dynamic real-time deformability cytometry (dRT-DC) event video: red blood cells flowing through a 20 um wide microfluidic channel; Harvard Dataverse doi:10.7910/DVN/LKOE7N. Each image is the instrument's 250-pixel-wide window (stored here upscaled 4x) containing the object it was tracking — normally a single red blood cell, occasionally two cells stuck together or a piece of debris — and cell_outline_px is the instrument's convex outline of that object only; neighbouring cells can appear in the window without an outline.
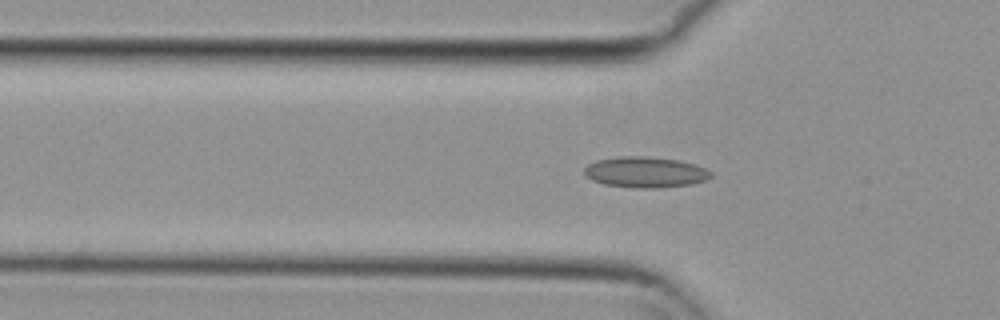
{"species": "common noctule bat (a hibernating species)", "species_latin": "Nyctalus noctula", "temperature_condition": "cold", "stored_images_in_passage": 46, "camera_frame_rate_fps": 3000, "um_per_image_px": 0.085, "animal": {"sex": "female", "body_mass_g": 29.2, "forearm_length_mm": 56.3}, "frame": {"image": 1, "passage_image": 8, "time_ms": 2.333, "image_size_px": [1000, 320], "cell_outline_px": [[712, 176], [704, 180], [692, 184], [656, 188], [636, 188], [604, 184], [592, 180], [584, 172], [584, 168], [588, 164], [596, 160], [624, 156], [644, 156], [676, 160], [696, 164], [712, 172]], "centroid_in_image_um": [54.85, 14.64], "position_along_channel_um": 70.9, "area_um2": 22.54}}
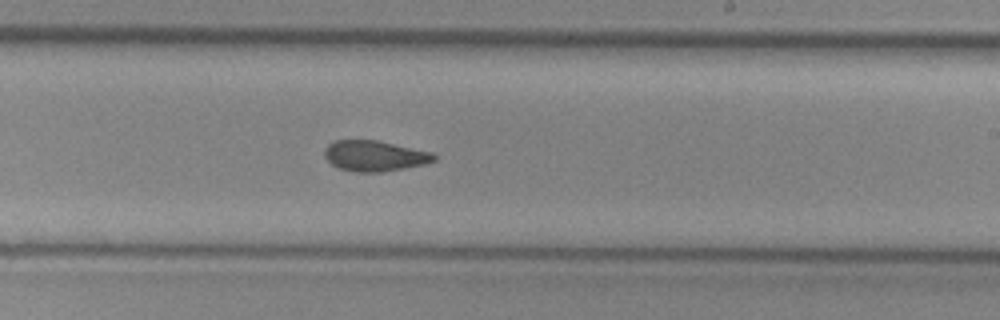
{"frame": {"image": 2, "passage_image": 23, "time_ms": 7.333, "image_size_px": [1000, 320], "cell_outline_px": [[436, 160], [424, 164], [384, 172], [352, 172], [340, 168], [332, 164], [324, 156], [324, 148], [328, 144], [336, 140], [376, 140], [432, 152], [436, 156]], "centroid_in_image_um": [31.83, 13.25], "position_along_channel_um": 257.2, "area_um2": 19.54}}
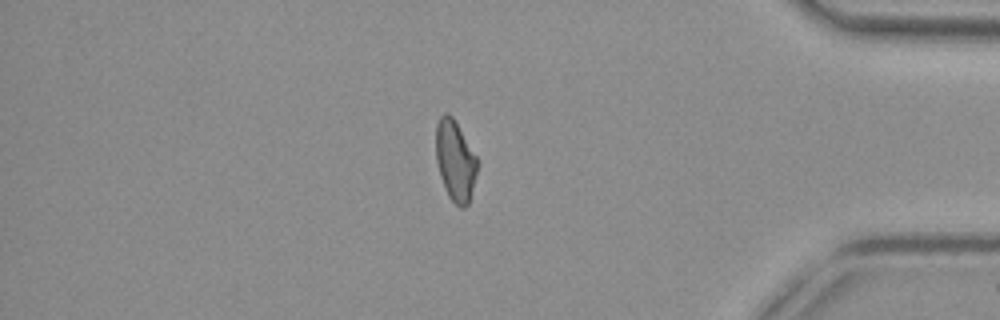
{"frame": {"image": 3, "passage_image": 37, "time_ms": 12.0, "image_size_px": [1000, 320], "cell_outline_px": [[476, 172], [468, 204], [464, 208], [460, 208], [448, 196], [444, 188], [440, 176], [436, 160], [436, 124], [440, 116], [444, 112], [448, 112], [452, 116], [476, 156]], "centroid_in_image_um": [38.65, 13.64], "position_along_channel_um": 396.5, "area_um2": 19.13}, "authors_computed_cell_mechanics": {"area_um2": 19.9988, "velocity_mm_per_s": 3.7192, "shape_relaxation_time_tau1_ms": null, "shape_relaxation_time_tau2_ms": 3.1352, "deformation_change_tau1": null, "deformation_change_tau2": 0.0696}}